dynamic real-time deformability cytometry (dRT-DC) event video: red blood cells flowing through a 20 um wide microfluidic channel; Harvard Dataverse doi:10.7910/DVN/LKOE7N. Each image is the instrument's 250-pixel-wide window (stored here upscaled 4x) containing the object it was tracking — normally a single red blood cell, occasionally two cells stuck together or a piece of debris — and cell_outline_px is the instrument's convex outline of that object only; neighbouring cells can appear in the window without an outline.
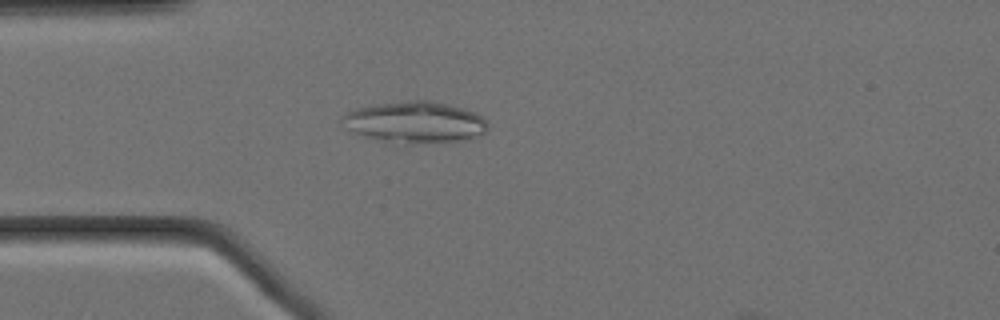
{"species": "Egyptian fruit bat (a non-hibernating species)", "species_latin": "Rousettus aegyptiacus", "temperature_condition": "cold", "stored_images_in_passage": 32, "camera_frame_rate_fps": 3000, "um_per_image_px": 0.085, "animal": {"sex": "female"}, "frame": {"image": 1, "passage_image": 6, "time_ms": 1.667, "image_size_px": [1000, 320], "cell_outline_px": [[488, 128], [484, 132], [464, 140], [400, 148], [396, 148], [352, 132], [348, 128], [340, 116], [356, 108], [376, 104], [416, 100], [428, 100], [448, 104], [476, 112], [488, 120]], "centroid_in_image_um": [35.26, 10.46], "position_along_channel_um": 49.7, "area_um2": 36.53}}
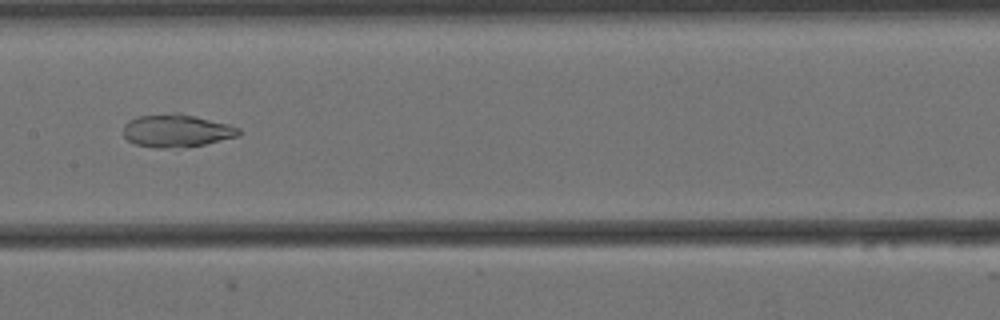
{"frame": {"image": 2, "passage_image": 19, "time_ms": 6.0, "image_size_px": [1000, 320], "cell_outline_px": [[240, 136], [204, 144], [164, 148], [156, 148], [136, 144], [128, 140], [124, 136], [124, 124], [128, 120], [136, 116], [172, 112], [180, 112], [228, 124], [240, 128]], "centroid_in_image_um": [14.99, 11.08], "position_along_channel_um": 192.4, "area_um2": 22.14}}
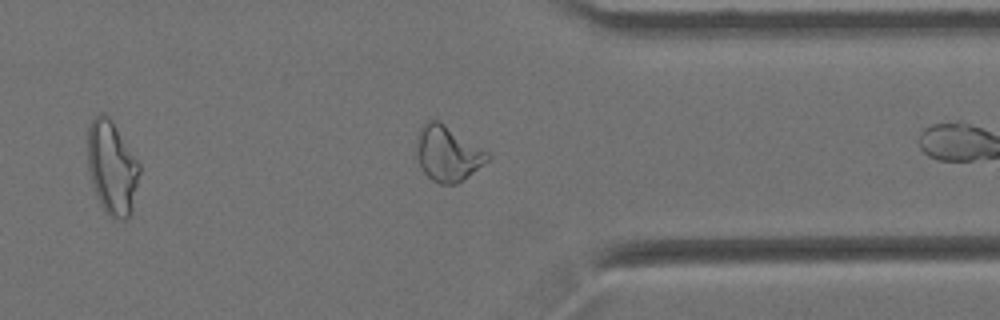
{"frame": {"image": 3, "passage_image": 31, "time_ms": 10.0, "image_size_px": [1000, 320], "cell_outline_px": [[492, 156], [488, 160], [456, 184], [440, 184], [432, 180], [420, 168], [412, 152], [420, 128], [428, 120], [436, 120], [444, 124], [488, 152]], "centroid_in_image_um": [37.97, 13.05], "position_along_channel_um": 373.4, "area_um2": 22.89}}